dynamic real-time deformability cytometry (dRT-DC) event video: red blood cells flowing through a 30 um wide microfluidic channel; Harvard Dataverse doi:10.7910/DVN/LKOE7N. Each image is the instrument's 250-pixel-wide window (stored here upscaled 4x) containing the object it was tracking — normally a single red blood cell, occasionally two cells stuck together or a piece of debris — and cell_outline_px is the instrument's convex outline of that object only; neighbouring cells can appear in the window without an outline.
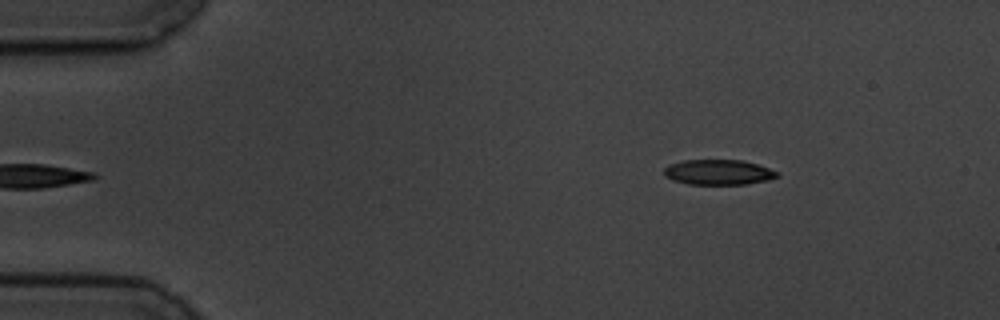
{"species": "common noctule bat (a hibernating species)", "species_latin": "Nyctalus noctula", "temperature_condition": "cold", "stored_images_in_passage": 6, "camera_frame_rate_fps": 3000, "um_per_image_px": 0.085, "animal": {"sex": "male", "body_mass_g": 19.5, "forearm_length_mm": 54.6}, "frame": {"image": 1, "passage_image": 6, "time_ms": 6.0, "image_size_px": [1000, 320], "cell_outline_px": [[780, 176], [768, 180], [744, 184], [688, 184], [672, 180], [664, 176], [664, 168], [668, 164], [684, 160], [744, 160], [780, 172]], "centroid_in_image_um": [61.05, 14.63], "position_along_channel_um": 23.9, "area_um2": 16.7}}